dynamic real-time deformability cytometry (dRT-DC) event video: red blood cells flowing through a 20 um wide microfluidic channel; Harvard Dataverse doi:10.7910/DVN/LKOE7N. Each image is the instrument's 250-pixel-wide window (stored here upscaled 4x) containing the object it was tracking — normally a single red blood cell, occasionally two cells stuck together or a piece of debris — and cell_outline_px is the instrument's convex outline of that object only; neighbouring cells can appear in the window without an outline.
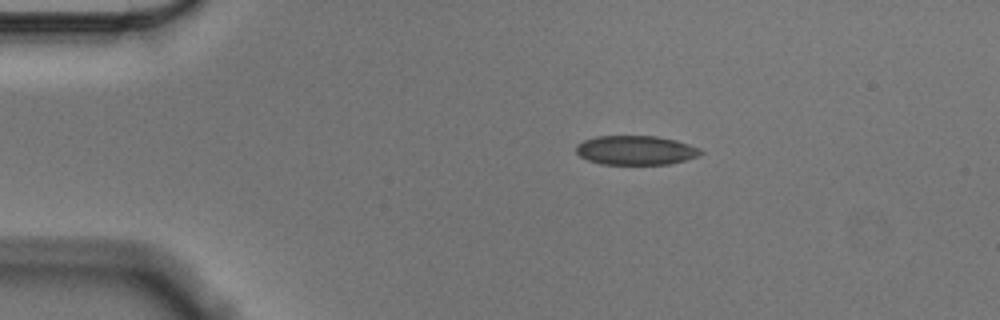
{"species": "Egyptian fruit bat (a non-hibernating species)", "species_latin": "Rousettus aegyptiacus", "temperature_condition": "cold", "stored_images_in_passage": 47, "camera_frame_rate_fps": 3000, "um_per_image_px": 0.085, "animal": {"sex": "male"}, "frame": {"image": 1, "passage_image": 1, "time_ms": 0.0, "image_size_px": [1000, 320], "cell_outline_px": [[704, 152], [700, 156], [668, 164], [600, 164], [588, 160], [580, 156], [576, 152], [576, 144], [584, 140], [596, 136], [656, 136], [676, 140], [700, 148]], "centroid_in_image_um": [54.04, 12.77], "position_along_channel_um": 31.0, "area_um2": 21.27}}
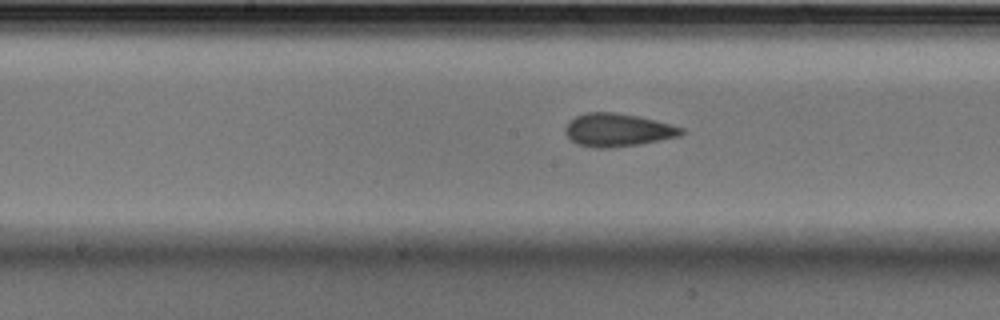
{"frame": {"image": 2, "passage_image": 19, "time_ms": 6.0, "image_size_px": [1000, 320], "cell_outline_px": [[684, 132], [680, 136], [640, 144], [612, 148], [596, 148], [576, 144], [568, 140], [564, 132], [564, 128], [568, 120], [584, 112], [612, 112], [636, 116], [656, 120], [672, 124], [684, 128]], "centroid_in_image_um": [52.45, 11.05], "position_along_channel_um": 195.7, "area_um2": 22.72}}
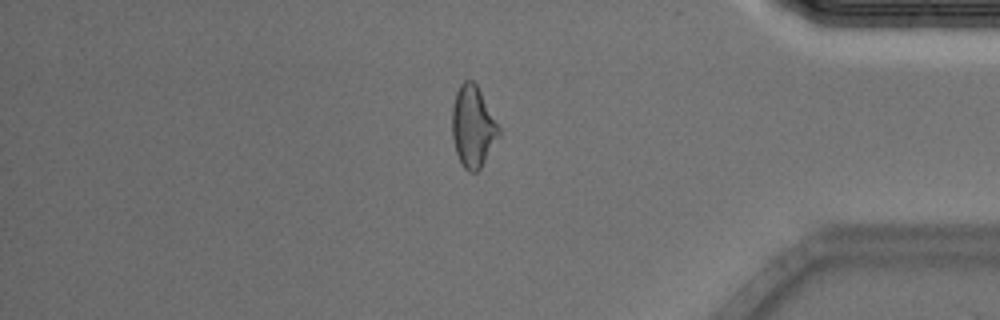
{"frame": {"image": 3, "passage_image": 38, "time_ms": 12.333, "image_size_px": [1000, 320], "cell_outline_px": [[500, 136], [480, 168], [476, 172], [468, 172], [464, 168], [456, 152], [452, 136], [452, 108], [456, 92], [460, 84], [464, 80], [472, 80], [476, 84], [500, 128]], "centroid_in_image_um": [40.19, 10.77], "position_along_channel_um": 395.0, "area_um2": 21.96}, "authors_computed_cell_mechanics": {"area_um2": 21.964, "velocity_mm_per_s": 3.5617, "shape_relaxation_time_tau1_ms": null, "shape_relaxation_time_tau2_ms": 1.6745, "deformation_change_tau1": null, "deformation_change_tau2": 0.0861}}